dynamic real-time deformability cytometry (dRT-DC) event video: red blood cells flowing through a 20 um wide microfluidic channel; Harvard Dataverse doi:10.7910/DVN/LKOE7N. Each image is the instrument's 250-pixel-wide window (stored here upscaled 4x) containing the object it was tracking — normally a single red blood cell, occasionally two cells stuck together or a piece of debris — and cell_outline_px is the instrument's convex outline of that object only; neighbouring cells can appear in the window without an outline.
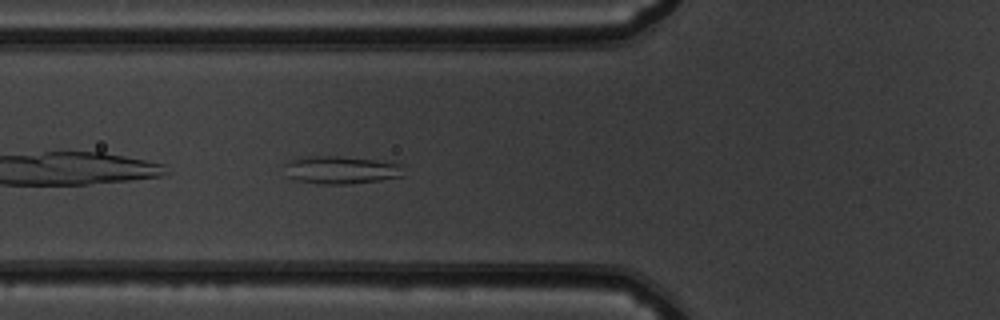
{"species": "common noctule bat (a hibernating species)", "species_latin": "Nyctalus noctula", "temperature_condition": "warm", "stored_images_in_passage": 37, "segment_of_instrument_passage": [1, 2], "camera_frame_rate_fps": 3000, "um_per_image_px": 0.085, "animal": {"sex": "male", "body_mass_g": 19.5, "forearm_length_mm": 54.6}, "frame": {"image": 1, "passage_image": 3, "time_ms": 0.667, "image_size_px": [1000, 320], "cell_outline_px": [[404, 176], [380, 180], [348, 184], [320, 184], [296, 180], [288, 176], [284, 164], [288, 160], [304, 156], [340, 156], [372, 160], [400, 164]], "centroid_in_image_um": [28.93, 14.44], "position_along_channel_um": 96.9, "area_um2": 19.19}}
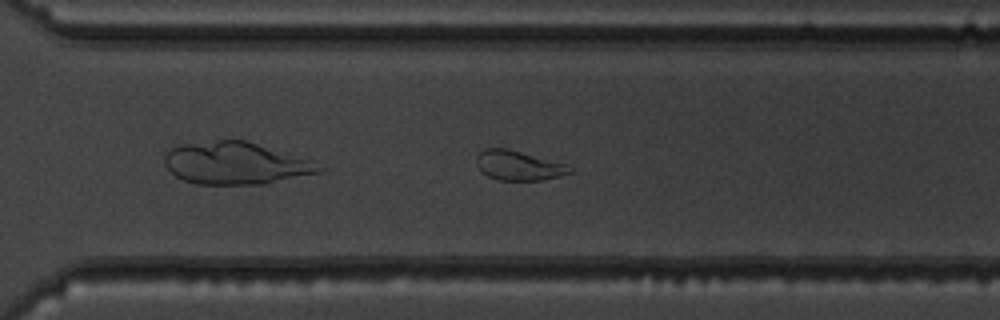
{"frame": {"image": 2, "passage_image": 21, "time_ms": 6.667, "image_size_px": [1000, 320], "cell_outline_px": [[572, 172], [560, 176], [540, 180], [500, 180], [488, 176], [480, 172], [476, 164], [476, 156], [484, 148], [508, 148], [568, 164], [572, 168]], "centroid_in_image_um": [44.06, 14.06], "position_along_channel_um": 326.5, "area_um2": 16.3}}
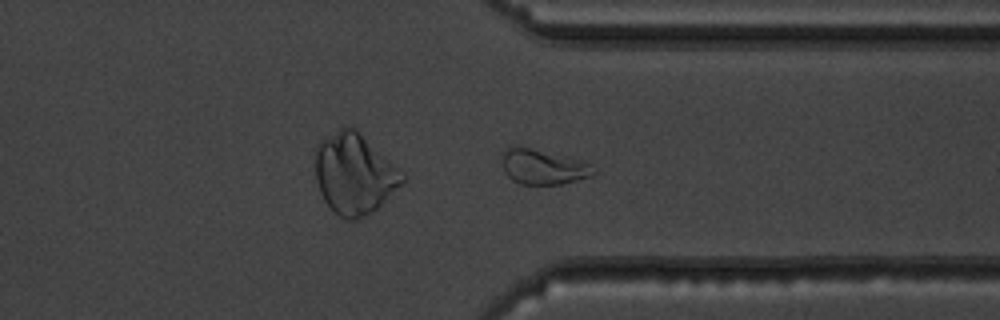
{"frame": {"image": 3, "passage_image": 24, "time_ms": 7.667, "image_size_px": [1000, 320], "cell_outline_px": [[596, 172], [592, 176], [560, 184], [520, 184], [512, 180], [504, 172], [504, 152], [508, 144], [512, 144], [580, 160], [592, 164]], "centroid_in_image_um": [46.16, 14.18], "position_along_channel_um": 365.2, "area_um2": 18.5}}